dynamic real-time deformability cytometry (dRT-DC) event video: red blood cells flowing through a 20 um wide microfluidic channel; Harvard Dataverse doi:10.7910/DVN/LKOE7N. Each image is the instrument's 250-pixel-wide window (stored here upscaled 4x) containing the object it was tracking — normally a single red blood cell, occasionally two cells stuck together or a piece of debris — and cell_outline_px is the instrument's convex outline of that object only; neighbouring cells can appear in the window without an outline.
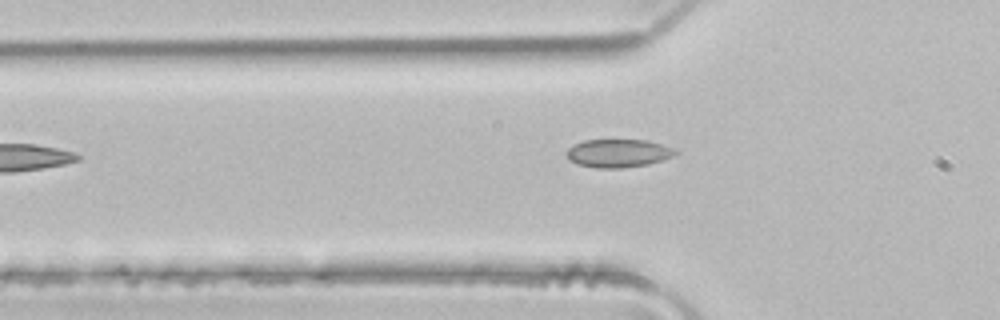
{"species": "common noctule bat (a hibernating species)", "species_latin": "Nyctalus noctula", "temperature_condition": "room temperature", "stored_images_in_passage": 5, "camera_frame_rate_fps": 3000, "um_per_image_px": 0.085, "animal": {"sex": "male", "body_mass_g": 21.5, "forearm_length_mm": 52.0}, "frame": {"image": 1, "passage_image": 5, "time_ms": 1.333, "image_size_px": [1000, 320], "cell_outline_px": [[680, 152], [672, 156], [648, 164], [620, 168], [596, 168], [576, 164], [568, 160], [564, 152], [568, 148], [584, 140], [644, 140], [660, 144], [672, 148]], "centroid_in_image_um": [52.48, 13.03], "position_along_channel_um": 73.3, "area_um2": 17.8}}